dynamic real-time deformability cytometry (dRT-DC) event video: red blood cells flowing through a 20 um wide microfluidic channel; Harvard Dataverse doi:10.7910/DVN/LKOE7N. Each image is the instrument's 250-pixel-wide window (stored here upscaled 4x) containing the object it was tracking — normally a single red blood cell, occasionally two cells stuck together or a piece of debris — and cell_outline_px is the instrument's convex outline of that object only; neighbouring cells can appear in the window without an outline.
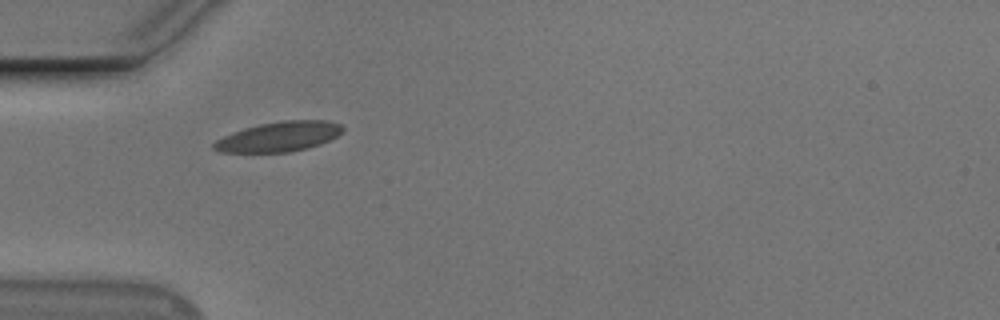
{"species": "Egyptian fruit bat (a non-hibernating species)", "species_latin": "Rousettus aegyptiacus", "temperature_condition": "cold", "stored_images_in_passage": 6, "camera_frame_rate_fps": 3000, "um_per_image_px": 0.085, "animal": {"sex": "male"}, "frame": {"image": 1, "passage_image": 5, "time_ms": 4.667, "image_size_px": [1000, 320], "cell_outline_px": [[344, 132], [320, 144], [308, 148], [288, 152], [220, 152], [212, 148], [212, 144], [216, 140], [232, 132], [244, 128], [260, 124], [284, 120], [324, 120], [340, 124], [344, 128]], "centroid_in_image_um": [23.71, 11.61], "position_along_channel_um": 61.3, "area_um2": 22.37}}
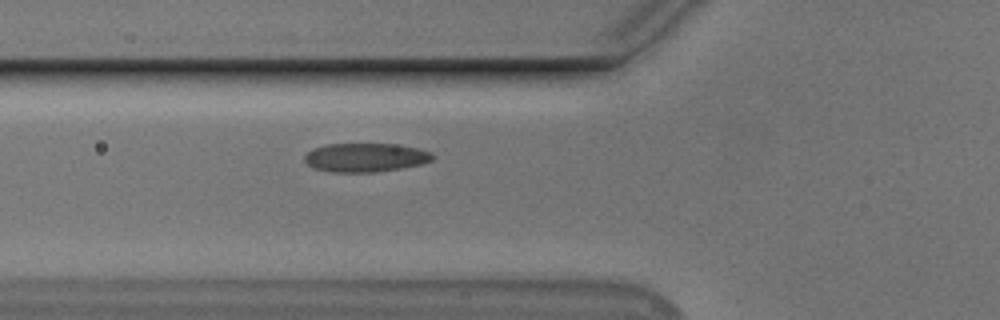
{"frame": {"image": 2, "passage_image": 6, "time_ms": 5.667, "image_size_px": [1000, 320], "cell_outline_px": [[436, 156], [432, 160], [420, 164], [400, 168], [372, 172], [328, 172], [312, 168], [304, 160], [304, 156], [312, 148], [324, 144], [396, 144], [416, 148], [432, 152]], "centroid_in_image_um": [31.03, 13.38], "position_along_channel_um": 94.8, "area_um2": 21.56}}